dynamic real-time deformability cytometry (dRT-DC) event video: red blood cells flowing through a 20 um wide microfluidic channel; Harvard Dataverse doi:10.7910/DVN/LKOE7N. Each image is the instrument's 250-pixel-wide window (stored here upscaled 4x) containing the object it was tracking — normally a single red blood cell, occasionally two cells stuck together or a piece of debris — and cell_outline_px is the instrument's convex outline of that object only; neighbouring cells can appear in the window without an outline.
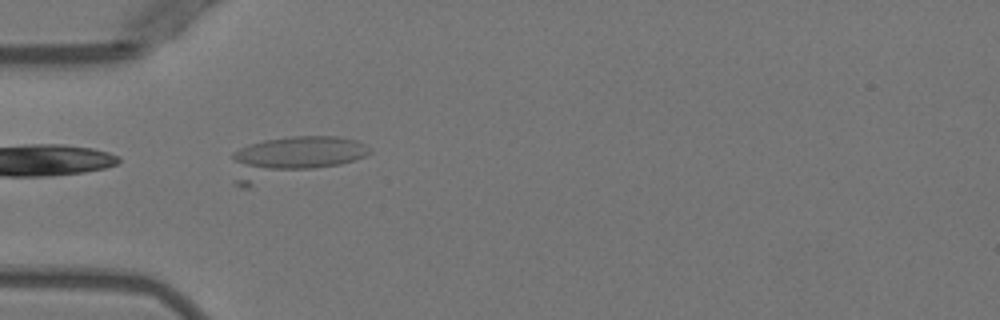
{"species": "Egyptian fruit bat (a non-hibernating species)", "species_latin": "Rousettus aegyptiacus", "temperature_condition": "warm", "stored_images_in_passage": 6, "camera_frame_rate_fps": 3000, "um_per_image_px": 0.085, "animal": {"sex": "female"}, "frame": {"image": 1, "passage_image": 1, "time_ms": 0.0, "image_size_px": [1000, 320], "cell_outline_px": [[372, 152], [364, 156], [340, 164], [248, 188], [244, 188], [232, 184], [232, 152], [240, 148], [264, 140], [292, 136], [336, 136], [356, 140], [372, 148]], "centroid_in_image_um": [24.77, 13.42], "position_along_channel_um": 60.2, "area_um2": 33.81}}
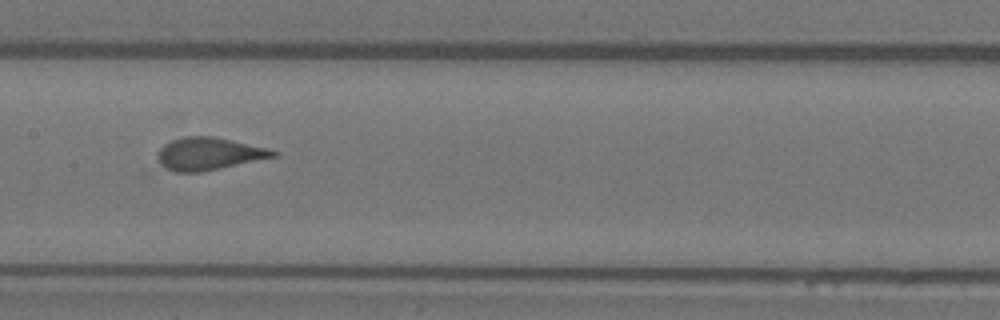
{"frame": {"image": 2, "passage_image": 4, "time_ms": 3.333, "image_size_px": [1000, 320], "cell_outline_px": [[280, 156], [200, 172], [176, 172], [156, 168], [156, 156], [160, 148], [164, 144], [172, 140], [184, 136], [212, 136], [232, 140], [268, 148], [280, 152]], "centroid_in_image_um": [17.69, 13.09], "position_along_channel_um": 189.7, "area_um2": 22.48}}
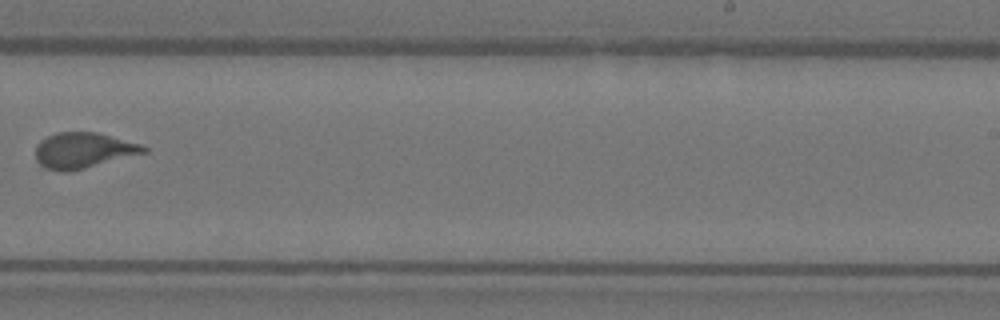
{"frame": {"image": 3, "passage_image": 6, "time_ms": 5.667, "image_size_px": [1000, 320], "cell_outline_px": [[148, 152], [68, 172], [64, 172], [44, 168], [36, 160], [36, 144], [40, 140], [56, 132], [96, 132], [140, 144], [148, 148]], "centroid_in_image_um": [7.05, 12.78], "position_along_channel_um": 281.9, "area_um2": 22.37}}